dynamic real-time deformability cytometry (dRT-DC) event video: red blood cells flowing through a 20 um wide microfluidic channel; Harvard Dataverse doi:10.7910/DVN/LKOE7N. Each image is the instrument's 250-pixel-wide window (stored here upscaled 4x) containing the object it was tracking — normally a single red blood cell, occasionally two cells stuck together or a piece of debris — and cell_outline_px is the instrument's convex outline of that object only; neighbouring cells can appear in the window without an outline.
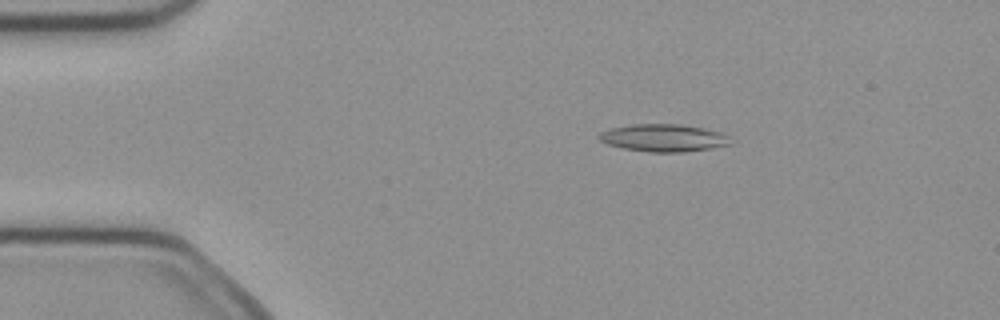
{"species": "common noctule bat (a hibernating species)", "species_latin": "Nyctalus noctula", "temperature_condition": "cold", "stored_images_in_passage": 51, "camera_frame_rate_fps": 3000, "um_per_image_px": 0.085, "animal": {"sex": "female", "body_mass_g": 21.9}, "frame": {"image": 1, "passage_image": 9, "time_ms": 2.667, "image_size_px": [1000, 320], "cell_outline_px": [[732, 144], [712, 148], [684, 152], [648, 152], [624, 148], [608, 144], [600, 140], [596, 136], [600, 132], [612, 128], [632, 124], [680, 124], [724, 132], [728, 136]], "centroid_in_image_um": [56.42, 11.72], "position_along_channel_um": 28.6, "area_um2": 21.1}}
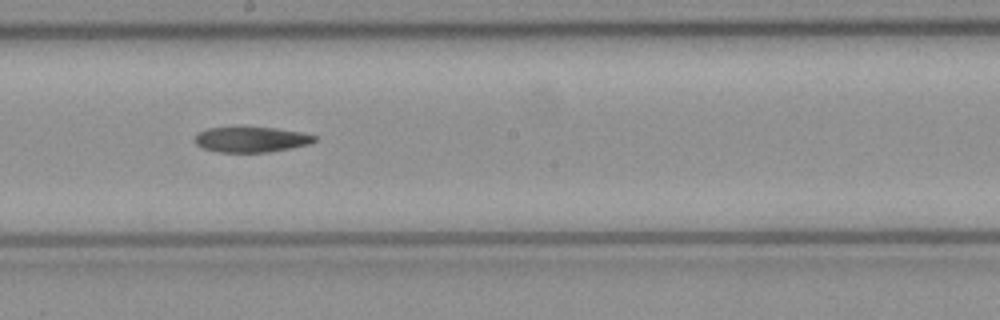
{"frame": {"image": 2, "passage_image": 28, "time_ms": 9.0, "image_size_px": [1000, 320], "cell_outline_px": [[316, 140], [308, 144], [272, 152], [220, 152], [204, 148], [196, 144], [192, 140], [196, 132], [208, 128], [240, 124], [276, 128], [304, 132], [316, 136]], "centroid_in_image_um": [21.29, 11.8], "position_along_channel_um": 226.9, "area_um2": 18.67}}
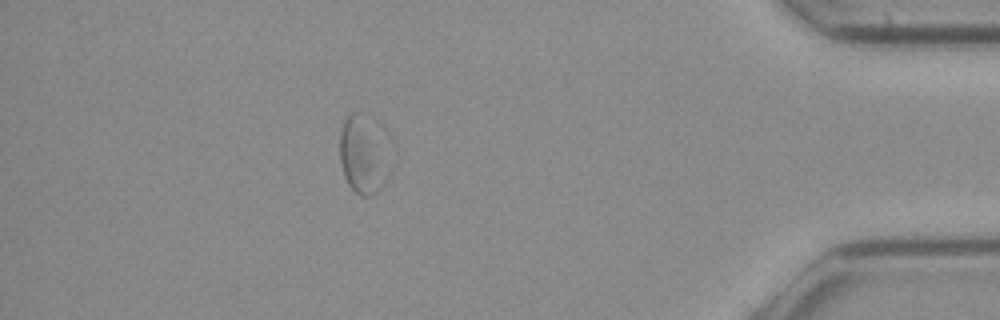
{"frame": {"image": 3, "passage_image": 45, "time_ms": 14.667, "image_size_px": [1000, 320], "cell_outline_px": [[396, 164], [392, 172], [384, 184], [372, 196], [360, 196], [348, 184], [344, 176], [340, 160], [340, 132], [344, 120], [352, 112], [360, 112], [396, 148]], "centroid_in_image_um": [31.04, 13.19], "position_along_channel_um": 404.2, "area_um2": 24.51}}